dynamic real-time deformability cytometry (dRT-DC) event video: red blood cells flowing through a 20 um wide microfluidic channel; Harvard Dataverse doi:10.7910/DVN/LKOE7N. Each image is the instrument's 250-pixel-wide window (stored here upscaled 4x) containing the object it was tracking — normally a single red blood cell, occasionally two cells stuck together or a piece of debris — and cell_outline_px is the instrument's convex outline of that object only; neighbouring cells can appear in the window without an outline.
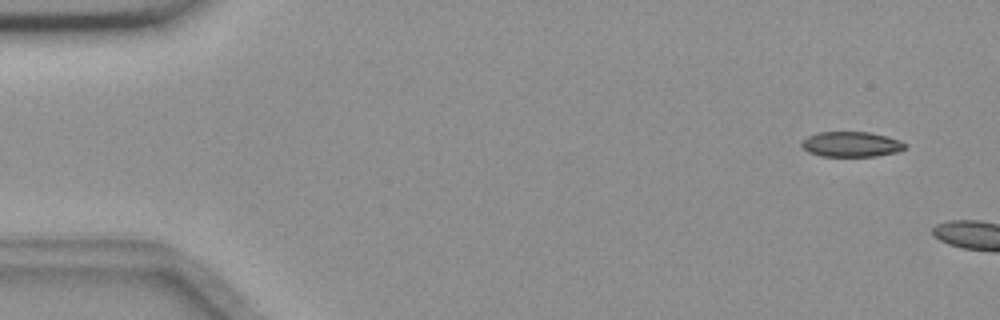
{"species": "common noctule bat (a hibernating species)", "species_latin": "Nyctalus noctula", "temperature_condition": "room temperature", "stored_images_in_passage": 7, "camera_frame_rate_fps": 3000, "um_per_image_px": 0.085, "animal": {"sex": "female", "body_mass_g": 18.4}, "frame": {"image": 1, "passage_image": 4, "time_ms": 1.0, "image_size_px": [1000, 320], "cell_outline_px": [[904, 148], [896, 152], [876, 156], [820, 156], [808, 152], [800, 144], [808, 136], [816, 132], [872, 132], [888, 136], [900, 140], [904, 144]], "centroid_in_image_um": [72.34, 12.25], "position_along_channel_um": 12.7, "area_um2": 15.14}}